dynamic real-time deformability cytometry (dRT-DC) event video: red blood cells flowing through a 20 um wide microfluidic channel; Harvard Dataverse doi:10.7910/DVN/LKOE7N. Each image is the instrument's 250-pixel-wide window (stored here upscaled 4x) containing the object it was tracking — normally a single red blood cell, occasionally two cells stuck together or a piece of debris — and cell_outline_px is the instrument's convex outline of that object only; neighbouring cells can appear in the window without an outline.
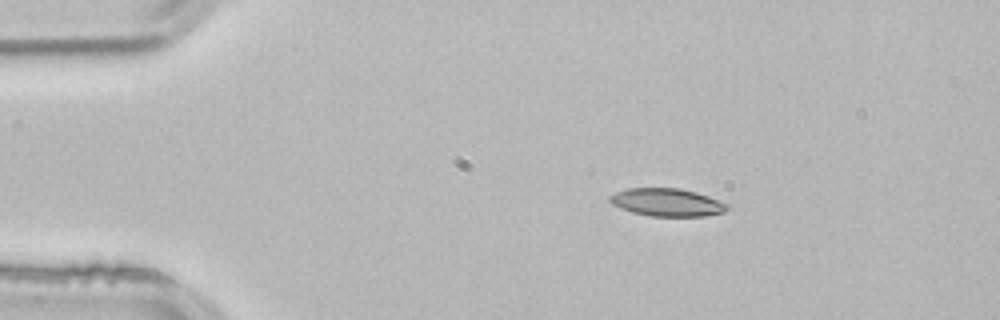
{"species": "common noctule bat (a hibernating species)", "species_latin": "Nyctalus noctula", "temperature_condition": "room temperature", "stored_images_in_passage": 3, "segment_of_instrument_passage": [1, 2], "camera_frame_rate_fps": 3000, "um_per_image_px": 0.085, "animal": {"sex": "male", "body_mass_g": 21.5, "forearm_length_mm": 52.0}, "frame": {"image": 1, "passage_image": 1, "time_ms": 0.0, "image_size_px": [1000, 320], "cell_outline_px": [[728, 208], [724, 212], [704, 216], [652, 216], [632, 212], [620, 208], [612, 204], [608, 200], [608, 196], [616, 192], [628, 188], [680, 188], [696, 192], [708, 196], [728, 204]], "centroid_in_image_um": [56.67, 17.19], "position_along_channel_um": 28.3, "area_um2": 19.02}}